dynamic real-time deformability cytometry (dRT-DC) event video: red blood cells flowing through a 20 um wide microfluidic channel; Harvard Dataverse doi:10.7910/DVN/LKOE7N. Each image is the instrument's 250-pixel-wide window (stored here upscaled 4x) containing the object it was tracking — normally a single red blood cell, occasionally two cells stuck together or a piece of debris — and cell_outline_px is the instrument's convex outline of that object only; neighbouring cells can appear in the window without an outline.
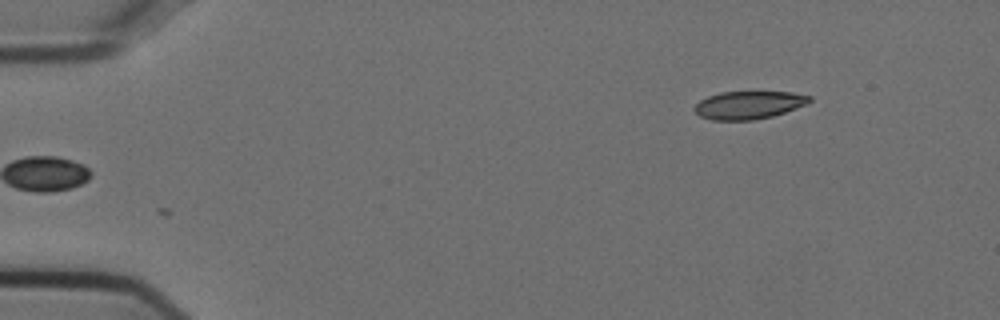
{"species": "Egyptian fruit bat (a non-hibernating species)", "species_latin": "Rousettus aegyptiacus", "temperature_condition": "cold", "stored_images_in_passage": 48, "camera_frame_rate_fps": 3000, "um_per_image_px": 0.085, "animal": {"sex": "female"}, "frame": {"image": 1, "passage_image": 1, "time_ms": 0.0, "image_size_px": [1000, 320], "cell_outline_px": [[812, 100], [808, 104], [772, 116], [752, 120], [712, 120], [700, 116], [692, 108], [700, 100], [708, 96], [720, 92], [792, 92], [812, 96]], "centroid_in_image_um": [63.65, 8.92], "position_along_channel_um": 21.4, "area_um2": 18.73}}
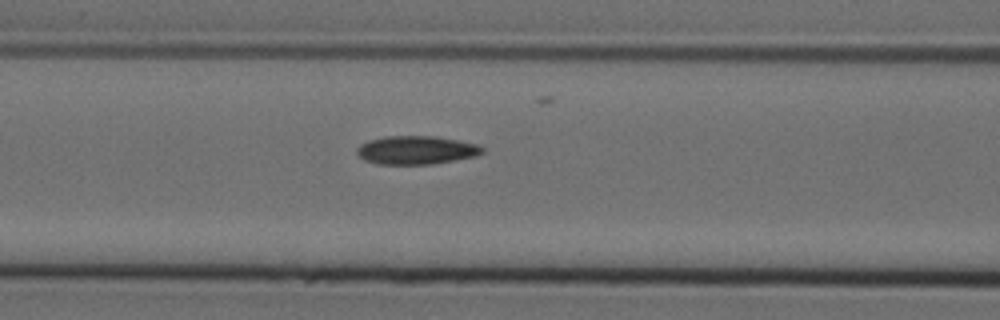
{"frame": {"image": 2, "passage_image": 17, "time_ms": 5.333, "image_size_px": [1000, 320], "cell_outline_px": [[484, 152], [476, 156], [432, 164], [376, 164], [364, 160], [356, 152], [356, 148], [360, 144], [368, 140], [384, 136], [436, 136], [476, 144], [484, 148]], "centroid_in_image_um": [35.35, 12.76], "position_along_channel_um": 131.3, "area_um2": 20.81}}
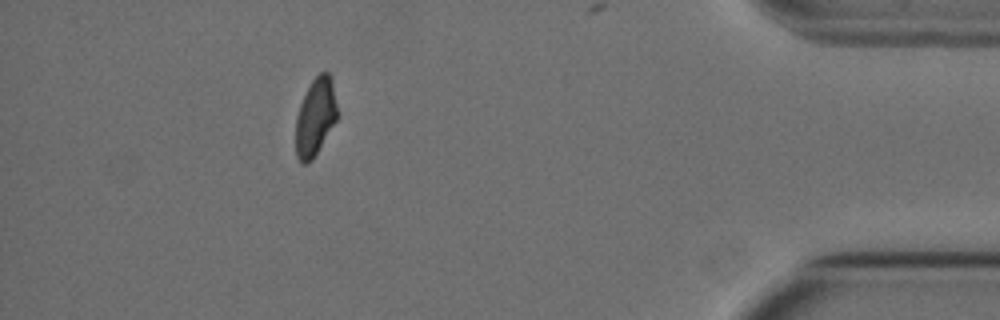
{"frame": {"image": 3, "passage_image": 43, "time_ms": 14.0, "image_size_px": [1000, 320], "cell_outline_px": [[336, 120], [312, 160], [304, 164], [300, 164], [296, 156], [296, 116], [300, 104], [312, 80], [320, 72], [328, 72], [332, 80], [336, 104]], "centroid_in_image_um": [26.78, 9.96], "position_along_channel_um": 408.4, "area_um2": 18.44}, "authors_computed_cell_mechanics": {"area_um2": 20.2589, "velocity_mm_per_s": 3.7544, "shape_relaxation_time_tau1_ms": null, "shape_relaxation_time_tau2_ms": 4.6191, "deformation_change_tau1": null, "deformation_change_tau2": 0.0953}}